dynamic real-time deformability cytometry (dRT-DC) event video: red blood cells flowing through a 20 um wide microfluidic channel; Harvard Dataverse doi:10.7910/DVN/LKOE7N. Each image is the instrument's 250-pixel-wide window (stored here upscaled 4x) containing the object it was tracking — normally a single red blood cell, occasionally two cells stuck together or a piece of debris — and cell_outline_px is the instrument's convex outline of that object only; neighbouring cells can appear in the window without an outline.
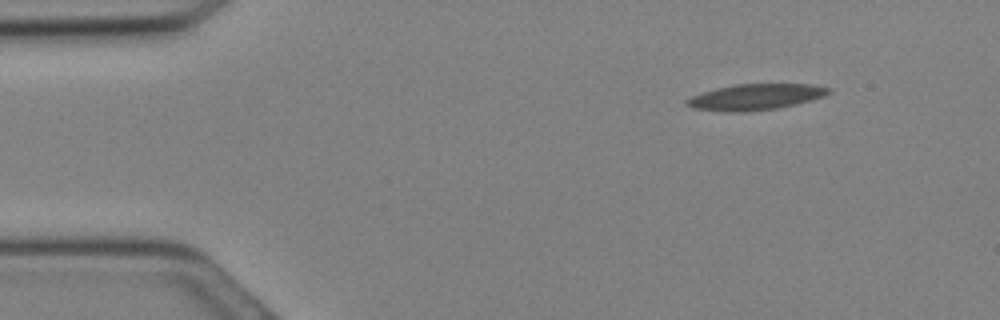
{"species": "Egyptian fruit bat (a non-hibernating species)", "species_latin": "Rousettus aegyptiacus", "temperature_condition": "cold", "stored_images_in_passage": 13, "camera_frame_rate_fps": 3000, "um_per_image_px": 0.085, "animal": {"sex": "female"}, "frame": {"image": 1, "passage_image": 4, "time_ms": 1.0, "image_size_px": [1000, 320], "cell_outline_px": [[832, 92], [824, 96], [812, 100], [796, 104], [776, 108], [744, 112], [728, 112], [692, 108], [684, 104], [684, 100], [700, 92], [716, 88], [736, 84], [812, 84], [832, 88]], "centroid_in_image_um": [64.21, 8.24], "position_along_channel_um": 20.8, "area_um2": 21.68}}
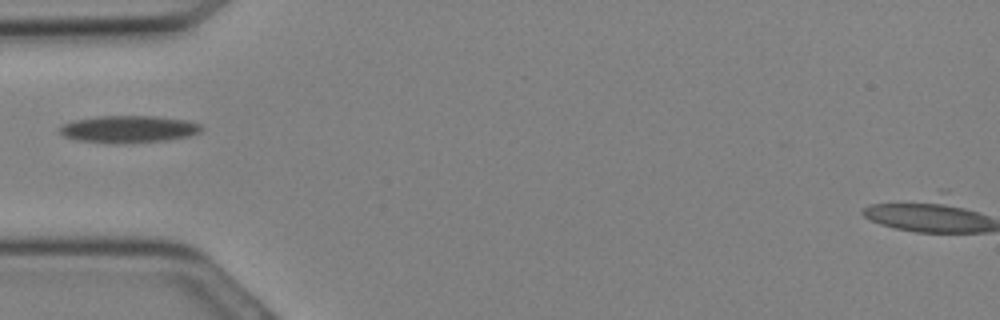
{"frame": {"image": 2, "passage_image": 10, "time_ms": 3.0, "image_size_px": [1000, 320], "cell_outline_px": [[204, 128], [200, 132], [188, 136], [168, 140], [128, 144], [108, 144], [76, 140], [64, 136], [60, 132], [60, 128], [64, 124], [76, 120], [96, 116], [152, 116], [188, 120], [200, 124]], "centroid_in_image_um": [10.95, 11.0], "position_along_channel_um": 74.0, "area_um2": 22.72}}
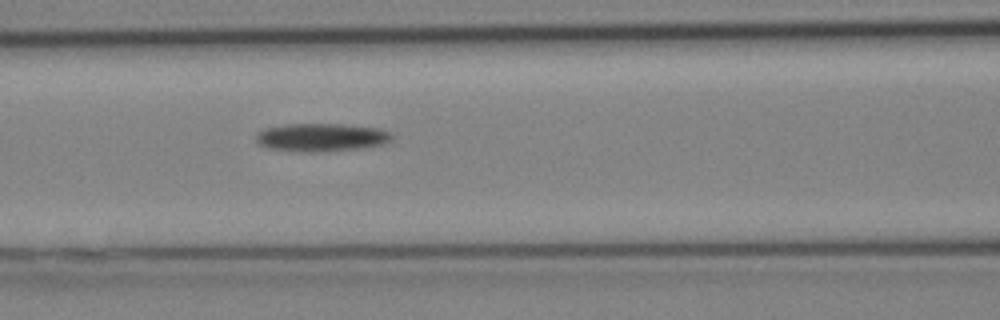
{"frame": {"image": 3, "passage_image": 13, "time_ms": 4.0, "image_size_px": [1000, 320], "cell_outline_px": [[392, 140], [384, 144], [364, 148], [316, 152], [300, 152], [268, 148], [256, 144], [256, 136], [264, 128], [288, 124], [340, 124], [380, 128], [392, 132]], "centroid_in_image_um": [27.34, 11.68], "position_along_channel_um": 139.3, "area_um2": 22.48}}